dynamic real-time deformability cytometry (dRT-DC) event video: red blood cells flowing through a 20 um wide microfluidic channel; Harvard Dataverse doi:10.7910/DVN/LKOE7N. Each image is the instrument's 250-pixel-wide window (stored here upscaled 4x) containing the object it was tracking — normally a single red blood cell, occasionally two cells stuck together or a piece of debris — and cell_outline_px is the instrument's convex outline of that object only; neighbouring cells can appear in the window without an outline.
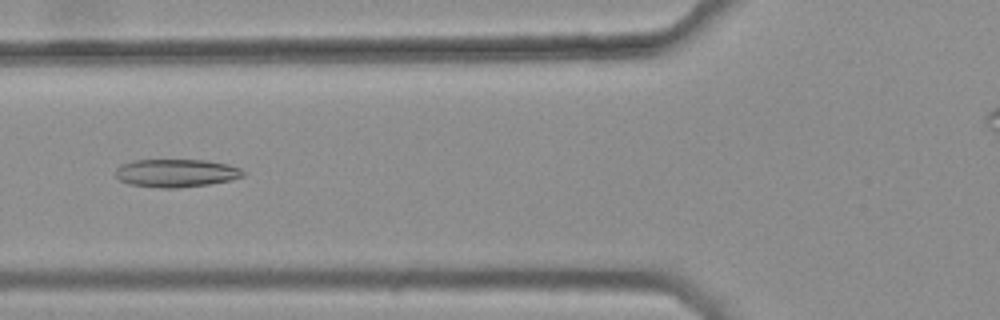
{"species": "common noctule bat (a hibernating species)", "species_latin": "Nyctalus noctula", "temperature_condition": "warm", "stored_images_in_passage": 4, "camera_frame_rate_fps": 3000, "um_per_image_px": 0.085, "animal": {"sex": "female", "body_mass_g": 25.1}, "frame": {"image": 1, "passage_image": 4, "time_ms": 1.0, "image_size_px": [1000, 320], "cell_outline_px": [[244, 176], [232, 180], [208, 184], [176, 188], [160, 188], [132, 184], [120, 180], [116, 176], [116, 168], [120, 164], [136, 160], [208, 160], [228, 164], [240, 168], [244, 172]], "centroid_in_image_um": [15.0, 14.7], "position_along_channel_um": 110.8, "area_um2": 20.81}}